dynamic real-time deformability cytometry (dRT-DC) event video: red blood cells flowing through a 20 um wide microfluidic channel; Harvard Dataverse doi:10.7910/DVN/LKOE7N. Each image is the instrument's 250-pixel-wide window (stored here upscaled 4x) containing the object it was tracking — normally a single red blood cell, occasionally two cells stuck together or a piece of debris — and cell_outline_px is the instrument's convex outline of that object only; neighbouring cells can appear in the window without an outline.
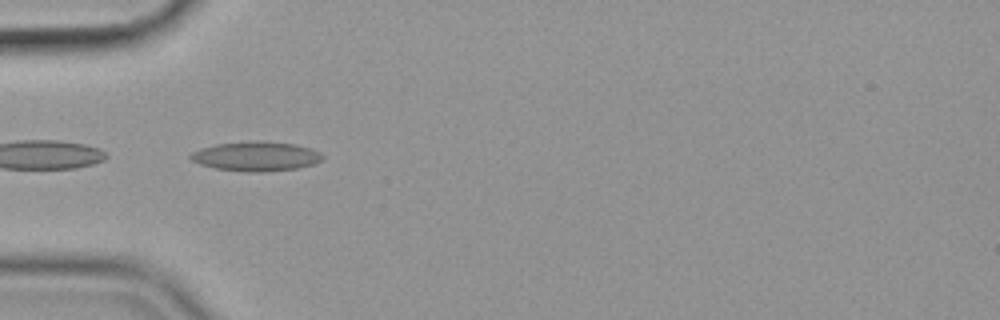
{"species": "common noctule bat (a hibernating species)", "species_latin": "Nyctalus noctula", "temperature_condition": "cold", "stored_images_in_passage": 57, "camera_frame_rate_fps": 3000, "um_per_image_px": 0.085, "animal": {"sex": "female", "body_mass_g": 19.9}, "frame": {"image": 1, "passage_image": 18, "time_ms": 5.667, "image_size_px": [1000, 320], "cell_outline_px": [[324, 160], [312, 164], [296, 168], [260, 172], [248, 172], [216, 168], [200, 164], [192, 160], [188, 156], [192, 152], [200, 148], [216, 144], [256, 140], [296, 144], [312, 148], [320, 152], [324, 156]], "centroid_in_image_um": [21.78, 13.27], "position_along_channel_um": 63.2, "area_um2": 22.72}}
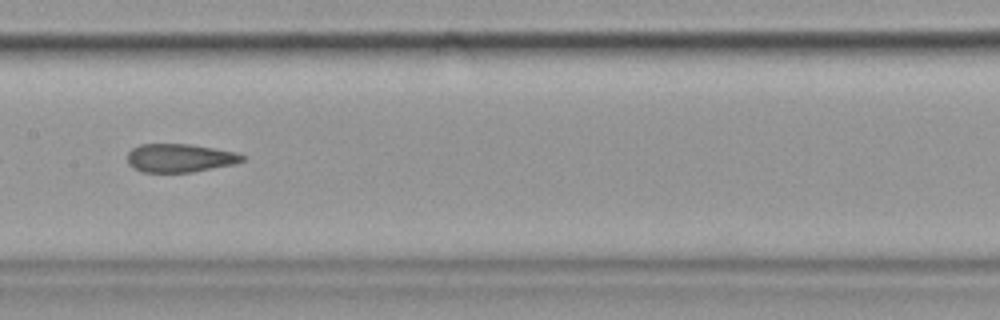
{"frame": {"image": 2, "passage_image": 29, "time_ms": 9.333, "image_size_px": [1000, 320], "cell_outline_px": [[244, 160], [232, 164], [192, 172], [144, 172], [132, 168], [128, 164], [128, 152], [132, 148], [140, 144], [192, 144], [236, 152], [244, 156]], "centroid_in_image_um": [15.25, 13.42], "position_along_channel_um": 192.2, "area_um2": 18.96}}
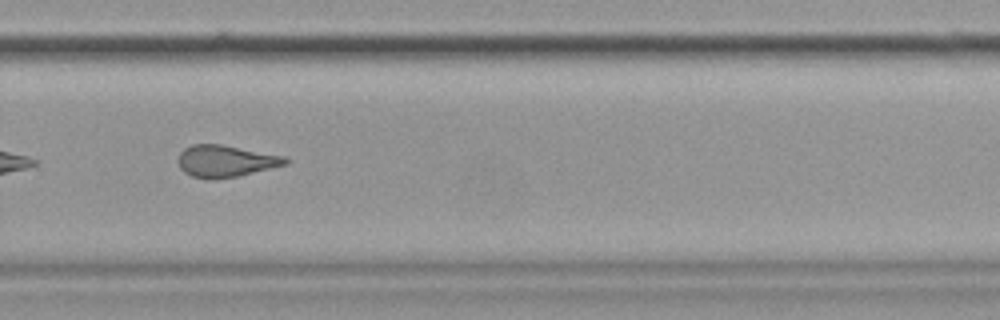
{"frame": {"image": 3, "passage_image": 39, "time_ms": 12.667, "image_size_px": [1000, 320], "cell_outline_px": [[288, 164], [236, 176], [212, 180], [208, 180], [192, 176], [184, 172], [180, 168], [176, 160], [180, 152], [184, 148], [192, 144], [220, 144], [284, 156], [288, 160]], "centroid_in_image_um": [19.11, 13.69], "position_along_channel_um": 310.7, "area_um2": 19.88}, "authors_computed_cell_mechanics": {"area_um2": 20.9236, "velocity_mm_per_s": 3.5815, "shape_relaxation_time_tau1_ms": null, "shape_relaxation_time_tau2_ms": 2.2169, "deformation_change_tau1": null, "deformation_change_tau2": 0.0958}}